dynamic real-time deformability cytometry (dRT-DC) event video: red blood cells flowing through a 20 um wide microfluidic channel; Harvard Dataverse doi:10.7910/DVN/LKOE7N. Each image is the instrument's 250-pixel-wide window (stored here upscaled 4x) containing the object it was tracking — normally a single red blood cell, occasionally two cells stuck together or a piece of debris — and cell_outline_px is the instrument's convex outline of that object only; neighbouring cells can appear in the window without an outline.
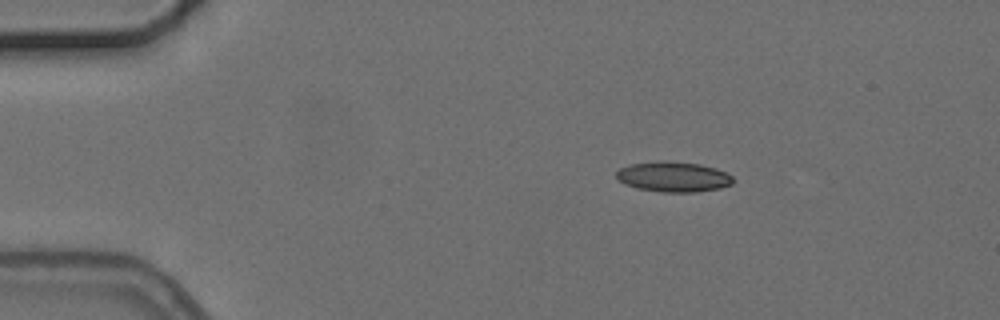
{"species": "common noctule bat (a hibernating species)", "species_latin": "Nyctalus noctula", "temperature_condition": "cold", "stored_images_in_passage": 3, "camera_frame_rate_fps": 3000, "um_per_image_px": 0.085, "animal": {"sex": "female", "body_mass_g": 24.6, "forearm_length_mm": 56.2}, "frame": {"image": 1, "passage_image": 1, "time_ms": 0.0, "image_size_px": [1000, 320], "cell_outline_px": [[736, 180], [732, 184], [720, 188], [696, 192], [660, 192], [636, 188], [624, 184], [616, 176], [616, 172], [620, 168], [632, 164], [664, 160], [700, 164], [716, 168], [732, 176]], "centroid_in_image_um": [57.26, 15.03], "position_along_channel_um": 27.7, "area_um2": 20.63}}